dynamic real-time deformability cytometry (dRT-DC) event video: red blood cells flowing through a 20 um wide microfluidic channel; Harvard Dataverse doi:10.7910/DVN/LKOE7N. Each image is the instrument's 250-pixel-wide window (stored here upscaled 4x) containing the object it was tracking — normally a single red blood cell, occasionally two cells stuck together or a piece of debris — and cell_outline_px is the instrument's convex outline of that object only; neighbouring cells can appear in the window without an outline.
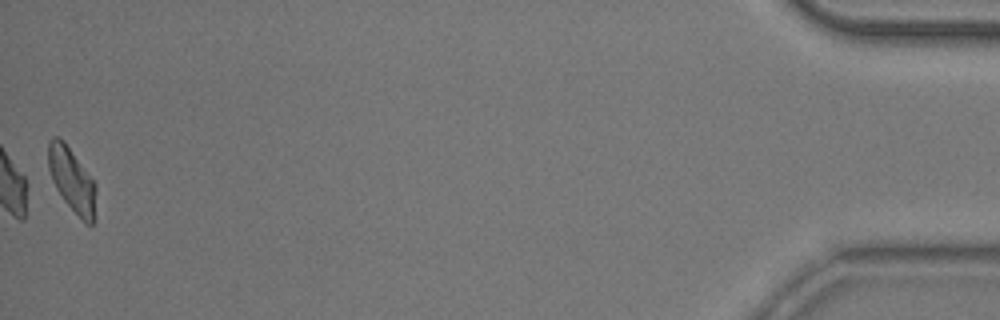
{"species": "common noctule bat (a hibernating species)", "species_latin": "Nyctalus noctula", "temperature_condition": "room temperature", "stored_images_in_passage": 44, "camera_frame_rate_fps": 3000, "um_per_image_px": 0.085, "animal": {"sex": "male", "body_mass_g": 20.5, "forearm_length_mm": 52.5}, "frame": {"image": 1, "passage_image": 44, "time_ms": 14.333, "image_size_px": [1000, 320], "cell_outline_px": [[96, 220], [92, 224], [84, 224], [64, 200], [56, 188], [52, 180], [48, 168], [48, 140], [52, 136], [60, 136], [64, 140], [96, 184]], "centroid_in_image_um": [6.13, 15.31], "position_along_channel_um": 429.1, "area_um2": 18.26}, "authors_computed_cell_mechanics": {"area_um2": 18.6694, "velocity_mm_per_s": 3.8363, "shape_relaxation_time_tau1_ms": 5.4834, "shape_relaxation_time_tau2_ms": null, "deformation_change_tau1": 0.1551, "deformation_change_tau2": null}}